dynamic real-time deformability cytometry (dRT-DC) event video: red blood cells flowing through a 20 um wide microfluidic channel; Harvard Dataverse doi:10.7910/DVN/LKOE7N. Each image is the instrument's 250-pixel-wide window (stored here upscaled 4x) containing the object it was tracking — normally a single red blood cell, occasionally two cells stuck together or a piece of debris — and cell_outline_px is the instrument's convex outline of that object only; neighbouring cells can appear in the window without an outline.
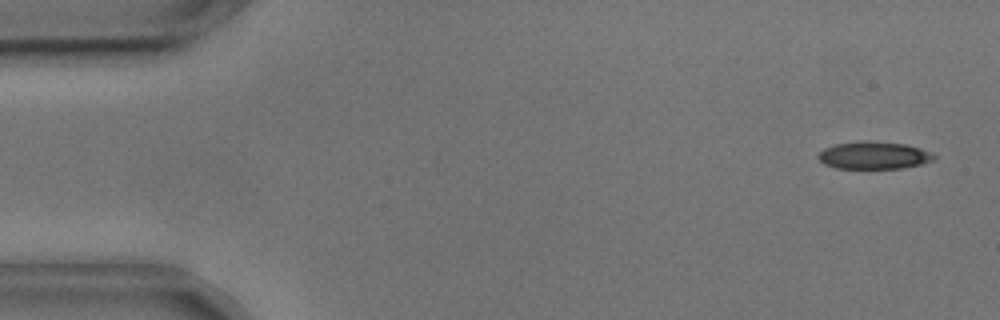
{"species": "common noctule bat (a hibernating species)", "species_latin": "Nyctalus noctula", "temperature_condition": "cold", "stored_images_in_passage": 54, "camera_frame_rate_fps": 3000, "um_per_image_px": 0.085, "animal": {"sex": "male", "body_mass_g": 17.9, "forearm_length_mm": 54.2}, "frame": {"image": 1, "passage_image": 2, "time_ms": 0.333, "image_size_px": [1000, 320], "cell_outline_px": [[936, 156], [932, 160], [920, 164], [900, 168], [836, 168], [824, 164], [816, 156], [824, 148], [836, 144], [860, 140], [868, 140], [904, 144], [920, 148], [932, 152]], "centroid_in_image_um": [74.25, 13.19], "position_along_channel_um": 10.8, "area_um2": 18.5}}
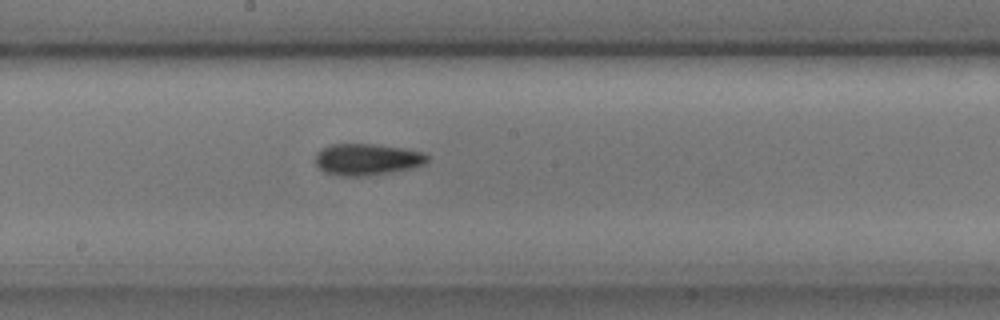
{"frame": {"image": 2, "passage_image": 28, "time_ms": 9.0, "image_size_px": [1000, 320], "cell_outline_px": [[428, 160], [424, 164], [412, 168], [392, 172], [368, 176], [340, 176], [324, 172], [316, 164], [316, 152], [320, 148], [328, 144], [376, 144], [404, 148], [424, 152], [428, 156]], "centroid_in_image_um": [31.19, 13.54], "position_along_channel_um": 217.0, "area_um2": 20.87}}
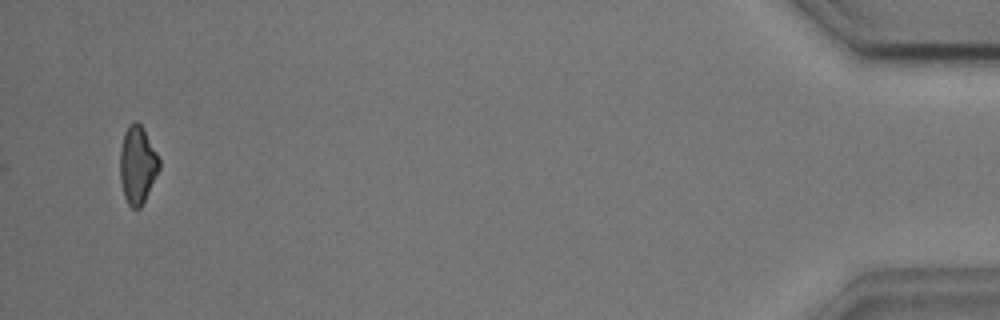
{"frame": {"image": 3, "passage_image": 52, "time_ms": 17.0, "image_size_px": [1000, 320], "cell_outline_px": [[160, 168], [140, 208], [132, 208], [128, 204], [124, 196], [120, 180], [120, 148], [124, 132], [128, 124], [136, 120], [144, 128], [160, 160]], "centroid_in_image_um": [11.67, 13.97], "position_along_channel_um": 423.5, "area_um2": 17.74}, "authors_computed_cell_mechanics": {"area_um2": 19.0162, "velocity_mm_per_s": 3.6419, "shape_relaxation_time_tau1_ms": 4.2614, "shape_relaxation_time_tau2_ms": 6.6738, "deformation_change_tau1": 0.0974, "deformation_change_tau2": 0.124}}